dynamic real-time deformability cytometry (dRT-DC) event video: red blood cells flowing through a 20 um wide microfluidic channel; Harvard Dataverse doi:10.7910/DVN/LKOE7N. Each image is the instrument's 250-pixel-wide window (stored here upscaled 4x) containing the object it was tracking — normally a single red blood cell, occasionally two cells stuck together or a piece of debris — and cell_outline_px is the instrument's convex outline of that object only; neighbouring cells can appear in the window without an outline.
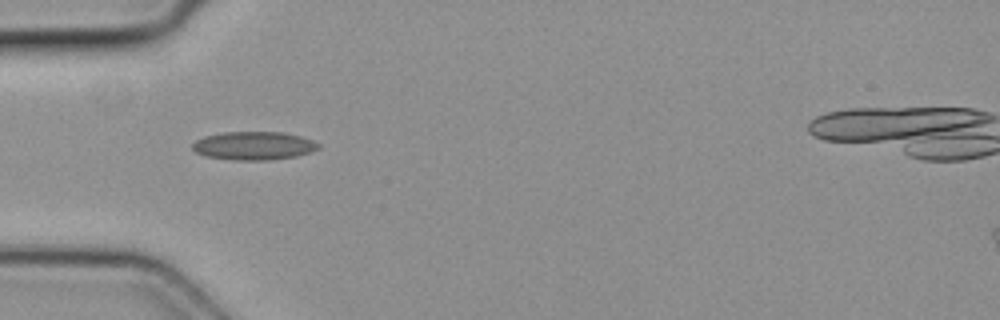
{"species": "common noctule bat (a hibernating species)", "species_latin": "Nyctalus noctula", "temperature_condition": "cold", "stored_images_in_passage": 6, "camera_frame_rate_fps": 3000, "um_per_image_px": 0.085, "animal": {"sex": "female", "body_mass_g": 19.3, "forearm_length_mm": 54.1}, "frame": {"image": 1, "passage_image": 4, "time_ms": 1.0, "image_size_px": [1000, 320], "cell_outline_px": [[320, 148], [296, 156], [268, 160], [232, 160], [204, 156], [196, 152], [192, 148], [192, 144], [196, 140], [204, 136], [224, 132], [280, 132], [300, 136], [312, 140], [320, 144]], "centroid_in_image_um": [21.54, 12.39], "position_along_channel_um": 63.5, "area_um2": 20.75}}
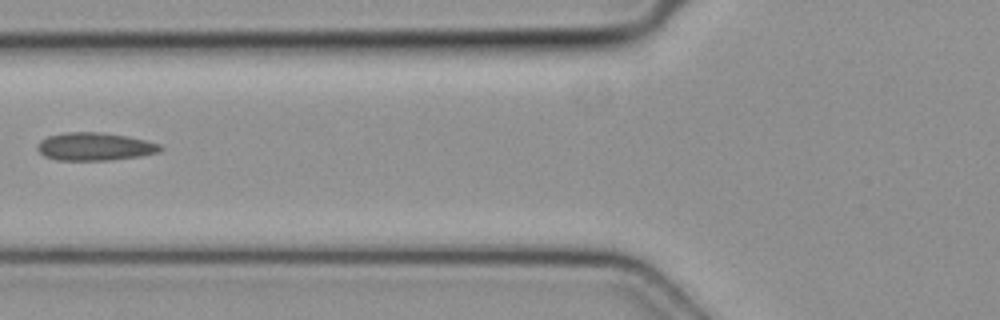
{"frame": {"image": 2, "passage_image": 5, "time_ms": 1.333, "image_size_px": [1000, 320], "cell_outline_px": [[164, 148], [156, 152], [140, 156], [112, 160], [56, 160], [44, 156], [36, 148], [36, 144], [40, 140], [48, 136], [64, 132], [100, 132], [128, 136], [160, 144]], "centroid_in_image_um": [8.01, 12.45], "position_along_channel_um": 117.8, "area_um2": 20.06}}
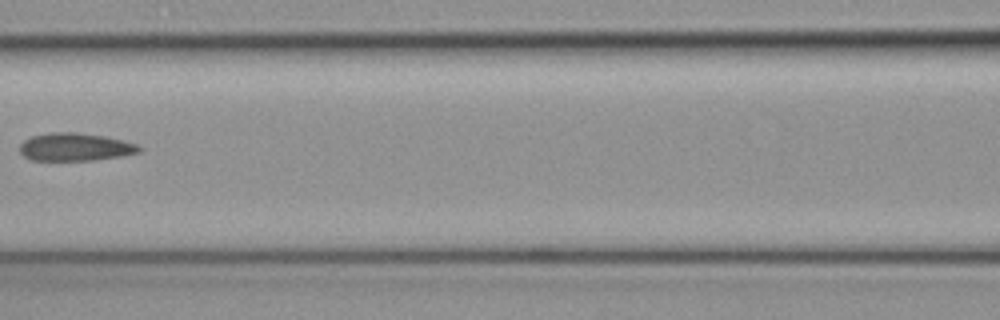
{"frame": {"image": 3, "passage_image": 6, "time_ms": 1.667, "image_size_px": [1000, 320], "cell_outline_px": [[144, 148], [140, 152], [120, 156], [92, 160], [32, 160], [24, 156], [20, 152], [20, 144], [24, 140], [32, 136], [52, 132], [76, 132], [104, 136], [136, 144]], "centroid_in_image_um": [6.38, 12.49], "position_along_channel_um": 160.2, "area_um2": 19.25}}